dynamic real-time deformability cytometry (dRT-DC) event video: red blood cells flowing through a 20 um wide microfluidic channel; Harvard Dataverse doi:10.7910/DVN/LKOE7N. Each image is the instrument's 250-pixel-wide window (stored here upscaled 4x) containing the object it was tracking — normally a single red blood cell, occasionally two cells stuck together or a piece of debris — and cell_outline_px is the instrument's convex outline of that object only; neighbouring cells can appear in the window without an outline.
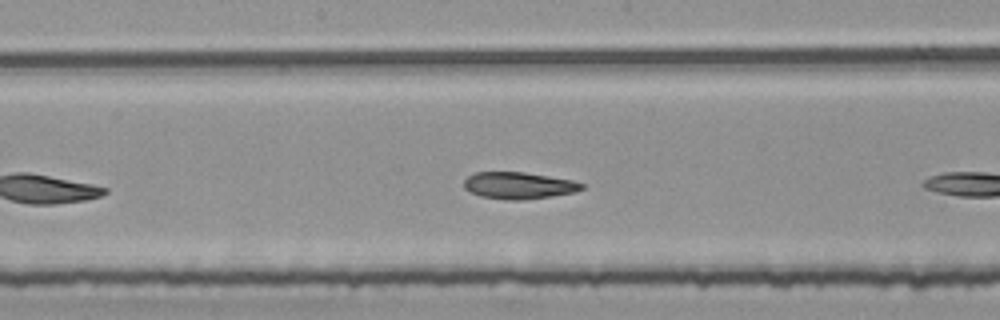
{"species": "common noctule bat (a hibernating species)", "species_latin": "Nyctalus noctula", "temperature_condition": "room temperature", "stored_images_in_passage": 18, "camera_frame_rate_fps": 3000, "um_per_image_px": 0.085, "animal": {"sex": "female", "body_mass_g": 25.1}, "frame": {"image": 1, "passage_image": 13, "time_ms": 4.0, "image_size_px": [1000, 320], "cell_outline_px": [[584, 188], [576, 192], [552, 196], [524, 200], [508, 200], [480, 196], [464, 188], [464, 180], [468, 176], [476, 172], [524, 172], [572, 180], [584, 184]], "centroid_in_image_um": [44.1, 15.77], "position_along_channel_um": 204.1, "area_um2": 18.38}}